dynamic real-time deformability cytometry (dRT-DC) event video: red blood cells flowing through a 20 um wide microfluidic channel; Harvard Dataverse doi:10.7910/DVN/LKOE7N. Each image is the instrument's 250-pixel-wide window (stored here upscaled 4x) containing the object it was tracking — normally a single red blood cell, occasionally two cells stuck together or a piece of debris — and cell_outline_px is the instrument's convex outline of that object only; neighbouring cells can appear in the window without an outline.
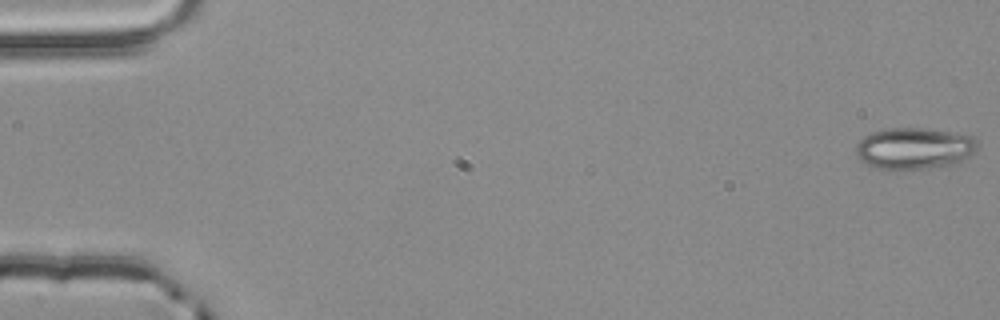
{"species": "common noctule bat (a hibernating species)", "species_latin": "Nyctalus noctula", "temperature_condition": "room temperature", "stored_images_in_passage": 55, "camera_frame_rate_fps": 3000, "um_per_image_px": 0.085, "animal": {"sex": "male", "body_mass_g": 20.4}, "frame": {"image": 1, "passage_image": 1, "time_ms": 0.0, "image_size_px": [1000, 320], "cell_outline_px": [[980, 144], [968, 156], [956, 164], [948, 168], [900, 172], [876, 168], [860, 160], [856, 156], [856, 144], [864, 136], [872, 132], [888, 128], [928, 128], [972, 136]], "centroid_in_image_um": [77.71, 12.67], "position_along_channel_um": 7.3, "area_um2": 30.52}}
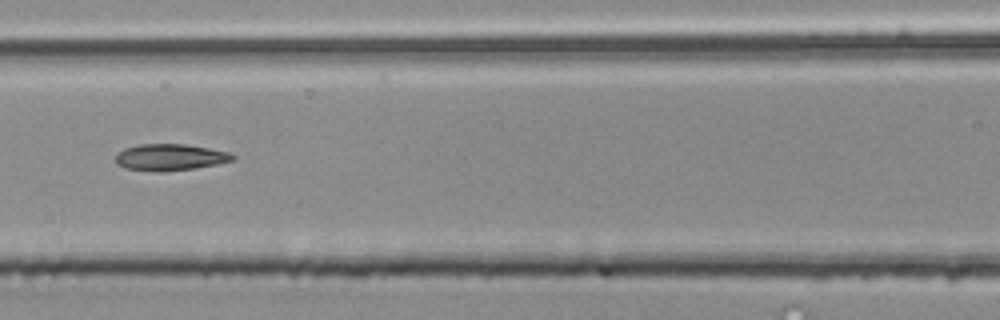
{"frame": {"image": 2, "passage_image": 25, "time_ms": 8.0, "image_size_px": [1000, 320], "cell_outline_px": [[236, 156], [232, 160], [216, 164], [196, 168], [164, 172], [156, 172], [124, 168], [116, 164], [116, 156], [124, 148], [140, 144], [188, 144], [232, 152]], "centroid_in_image_um": [14.47, 13.37], "position_along_channel_um": 152.1, "area_um2": 18.32}}
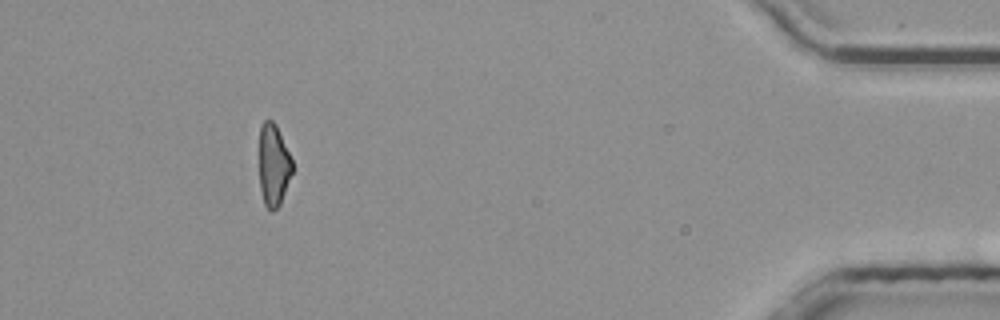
{"frame": {"image": 3, "passage_image": 50, "time_ms": 16.333, "image_size_px": [1000, 320], "cell_outline_px": [[292, 172], [280, 204], [272, 212], [264, 204], [260, 188], [260, 124], [264, 120], [272, 120], [276, 124], [292, 160]], "centroid_in_image_um": [23.24, 14.02], "position_along_channel_um": 412.0, "area_um2": 15.61}, "authors_computed_cell_mechanics": {"area_um2": 17.8024, "velocity_mm_per_s": 3.8934, "shape_relaxation_time_tau1_ms": null, "shape_relaxation_time_tau2_ms": 4.5197, "deformation_change_tau1": null, "deformation_change_tau2": 0.1517}}